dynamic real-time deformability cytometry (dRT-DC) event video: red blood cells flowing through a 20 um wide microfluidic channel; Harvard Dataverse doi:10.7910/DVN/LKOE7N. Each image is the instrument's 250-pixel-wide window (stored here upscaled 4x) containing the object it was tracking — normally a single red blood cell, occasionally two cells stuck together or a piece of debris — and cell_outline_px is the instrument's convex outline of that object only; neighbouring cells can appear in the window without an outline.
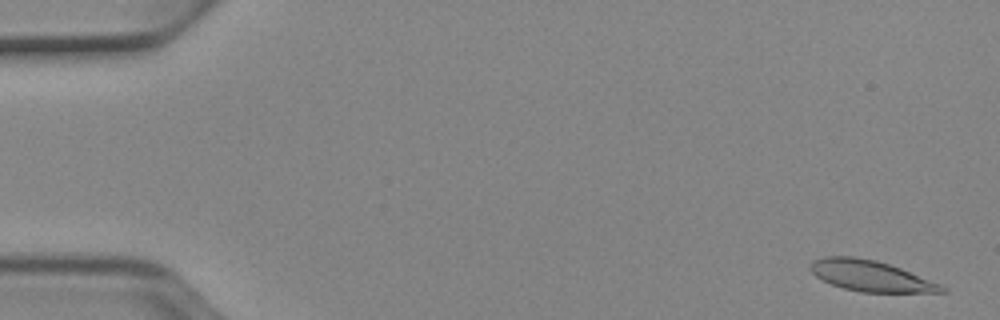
{"species": "Egyptian fruit bat (a non-hibernating species)", "species_latin": "Rousettus aegyptiacus", "temperature_condition": "cold", "stored_images_in_passage": 17, "camera_frame_rate_fps": 3000, "um_per_image_px": 0.085, "animal": {"sex": "female"}, "frame": {"image": 1, "passage_image": 2, "time_ms": 0.333, "image_size_px": [1000, 320], "cell_outline_px": [[948, 292], [860, 292], [844, 288], [832, 284], [816, 276], [808, 268], [812, 260], [824, 256], [856, 256], [876, 260], [900, 268], [940, 284], [948, 288]], "centroid_in_image_um": [73.98, 23.44], "position_along_channel_um": 11.0, "area_um2": 23.52}}
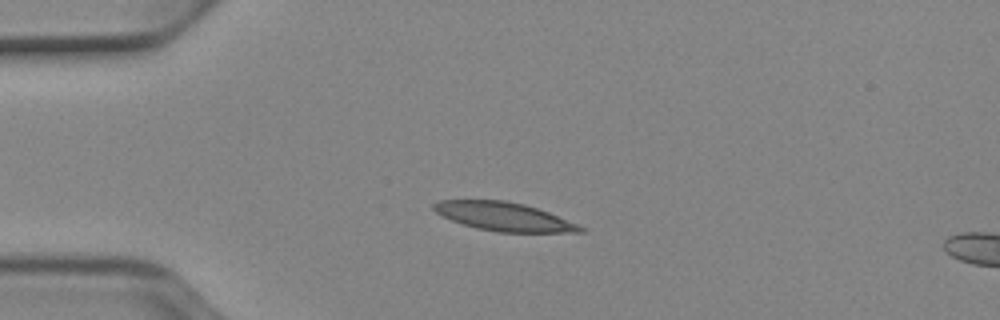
{"frame": {"image": 2, "passage_image": 13, "time_ms": 4.0, "image_size_px": [1000, 320], "cell_outline_px": [[584, 232], [496, 232], [476, 228], [452, 220], [436, 212], [432, 208], [432, 204], [440, 200], [504, 200], [524, 204], [548, 212], [576, 224], [584, 228]], "centroid_in_image_um": [42.8, 18.41], "position_along_channel_um": 42.2, "area_um2": 24.04}}